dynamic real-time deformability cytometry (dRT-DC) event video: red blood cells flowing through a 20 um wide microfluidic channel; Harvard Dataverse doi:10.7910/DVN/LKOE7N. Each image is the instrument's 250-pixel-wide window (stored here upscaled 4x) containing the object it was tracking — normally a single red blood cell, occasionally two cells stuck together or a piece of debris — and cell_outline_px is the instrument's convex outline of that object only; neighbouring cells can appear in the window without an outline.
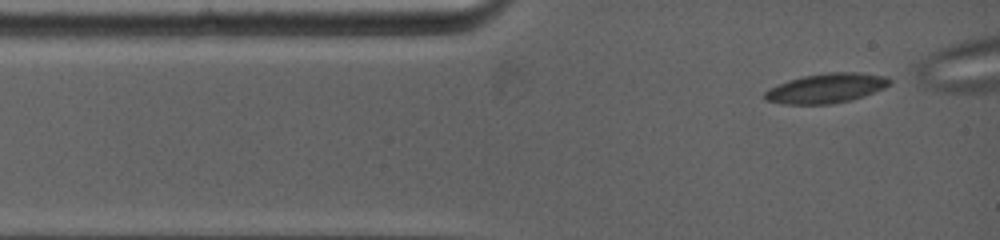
{"species": "common noctule bat (a hibernating species)", "species_latin": "Nyctalus noctula", "temperature_condition": "warm", "stored_images_in_passage": 22, "camera_frame_rate_fps": 5000, "um_per_image_px": 0.085, "animal": {"sex": "female", "body_mass_g": 19.0, "forearm_length_mm": 53.3}, "frame": {"image": 1, "passage_image": 1, "time_ms": 0.0, "image_size_px": [1000, 240], "cell_outline_px": [[892, 84], [884, 88], [864, 96], [852, 100], [832, 104], [784, 104], [764, 100], [764, 92], [768, 88], [788, 80], [804, 76], [828, 72], [860, 72], [888, 76], [892, 80]], "centroid_in_image_um": [70.26, 7.49], "position_along_channel_um": 14.7, "area_um2": 21.85}}
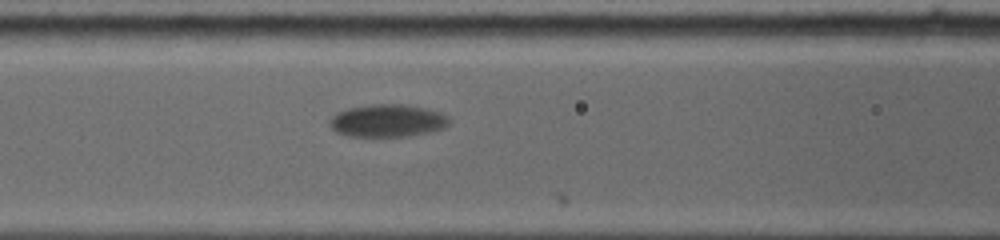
{"frame": {"image": 2, "passage_image": 20, "time_ms": 4.2, "image_size_px": [1000, 240], "cell_outline_px": [[452, 120], [444, 128], [432, 132], [408, 136], [348, 136], [336, 132], [328, 124], [328, 120], [336, 112], [348, 108], [372, 104], [408, 104], [428, 108], [440, 112], [448, 116]], "centroid_in_image_um": [32.96, 10.25], "position_along_channel_um": 133.6, "area_um2": 23.12}}